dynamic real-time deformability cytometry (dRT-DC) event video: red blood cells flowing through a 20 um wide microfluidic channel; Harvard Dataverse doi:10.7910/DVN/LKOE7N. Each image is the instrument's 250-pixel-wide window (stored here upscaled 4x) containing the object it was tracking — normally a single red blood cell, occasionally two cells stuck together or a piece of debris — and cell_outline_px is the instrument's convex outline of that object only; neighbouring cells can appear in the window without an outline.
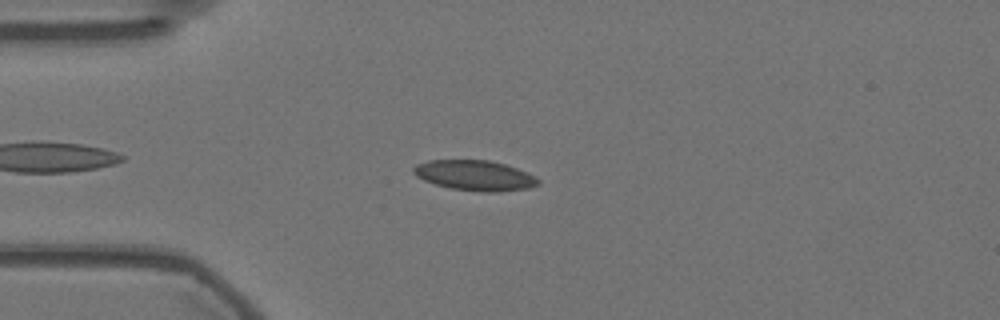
{"species": "Egyptian fruit bat (a non-hibernating species)", "species_latin": "Rousettus aegyptiacus", "temperature_condition": "warm", "stored_images_in_passage": 49, "camera_frame_rate_fps": 3000, "um_per_image_px": 0.085, "animal": {"sex": "female"}, "frame": {"image": 1, "passage_image": 7, "time_ms": 2.0, "image_size_px": [1000, 320], "cell_outline_px": [[540, 184], [528, 188], [496, 192], [484, 192], [452, 188], [436, 184], [424, 180], [416, 176], [412, 172], [412, 168], [416, 164], [428, 160], [488, 160], [504, 164], [528, 172], [536, 176], [540, 180]], "centroid_in_image_um": [40.37, 14.9], "position_along_channel_um": 44.6, "area_um2": 21.96}}
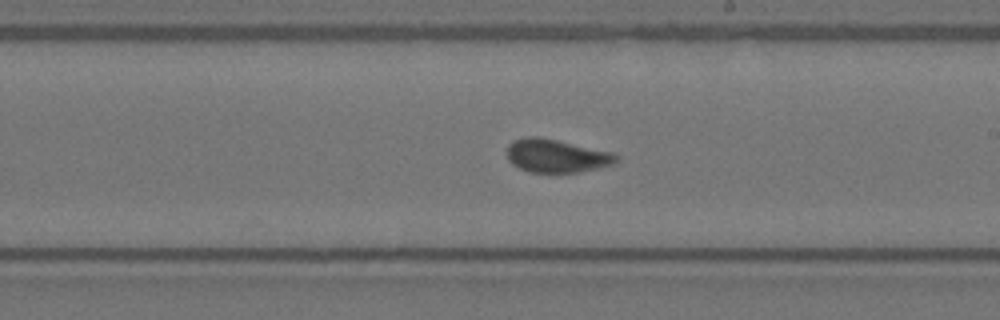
{"frame": {"image": 2, "passage_image": 25, "time_ms": 8.0, "image_size_px": [1000, 320], "cell_outline_px": [[620, 156], [612, 164], [580, 172], [528, 172], [512, 164], [508, 160], [508, 144], [512, 140], [528, 136], [540, 136], [612, 152]], "centroid_in_image_um": [47.27, 13.23], "position_along_channel_um": 241.7, "area_um2": 21.15}}
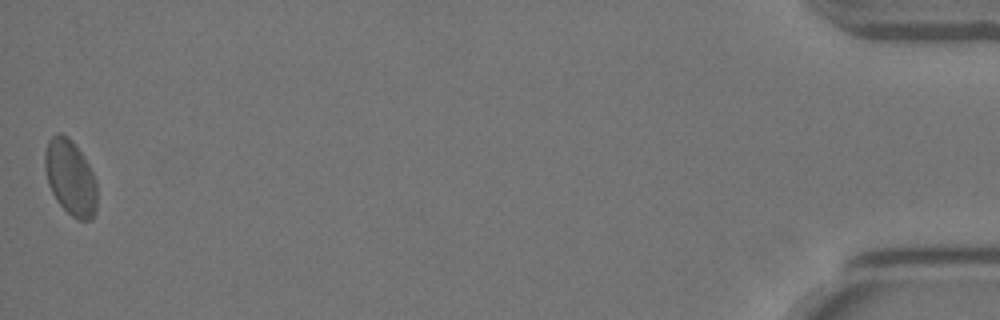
{"frame": {"image": 3, "passage_image": 49, "time_ms": 16.0, "image_size_px": [1000, 320], "cell_outline_px": [[96, 212], [92, 220], [76, 220], [56, 200], [48, 184], [44, 168], [44, 152], [48, 140], [56, 132], [60, 132], [68, 136], [72, 140], [88, 164], [92, 172], [96, 184]], "centroid_in_image_um": [5.96, 15.08], "position_along_channel_um": 429.2, "area_um2": 23.0}, "authors_computed_cell_mechanics": {"area_um2": 21.386, "velocity_mm_per_s": 3.5603, "shape_relaxation_time_tau1_ms": 5.9569, "shape_relaxation_time_tau2_ms": 0.6792, "deformation_change_tau1": 0.1126, "deformation_change_tau2": 0.0661}}